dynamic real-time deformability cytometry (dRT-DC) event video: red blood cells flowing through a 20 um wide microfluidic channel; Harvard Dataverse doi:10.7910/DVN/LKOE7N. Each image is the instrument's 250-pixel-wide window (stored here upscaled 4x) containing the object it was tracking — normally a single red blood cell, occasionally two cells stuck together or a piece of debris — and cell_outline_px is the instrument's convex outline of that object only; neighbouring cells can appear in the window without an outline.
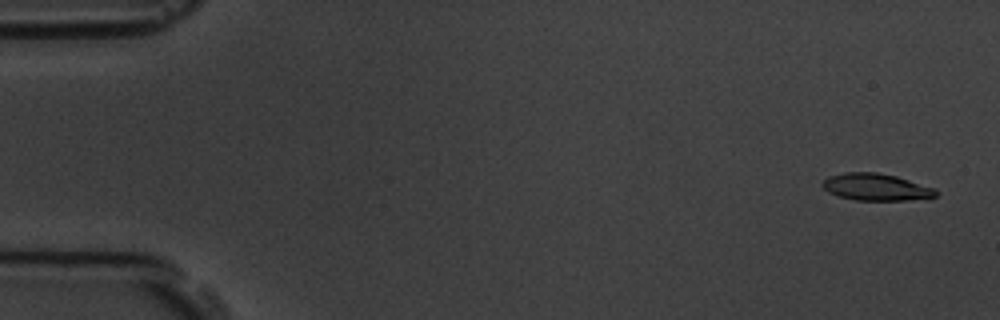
{"species": "common noctule bat (a hibernating species)", "species_latin": "Nyctalus noctula", "temperature_condition": "room temperature", "stored_images_in_passage": 5, "camera_frame_rate_fps": 3000, "um_per_image_px": 0.085, "animal": {"sex": "male", "body_mass_g": 19.5, "forearm_length_mm": 54.6}, "frame": {"image": 1, "passage_image": 1, "time_ms": 0.0, "image_size_px": [1000, 320], "cell_outline_px": [[940, 192], [936, 196], [908, 200], [856, 200], [836, 196], [828, 192], [820, 184], [828, 176], [844, 172], [876, 172], [896, 176], [932, 188]], "centroid_in_image_um": [74.4, 15.9], "position_along_channel_um": 10.6, "area_um2": 17.74}}
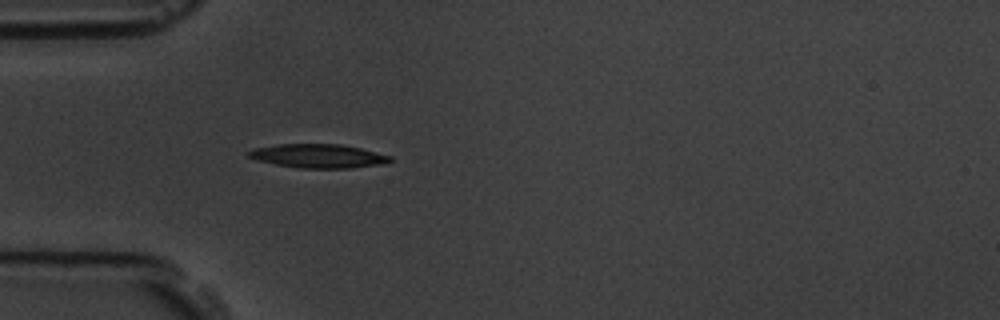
{"frame": {"image": 2, "passage_image": 5, "time_ms": 4.667, "image_size_px": [1000, 320], "cell_outline_px": [[392, 160], [384, 164], [348, 168], [300, 168], [276, 164], [256, 160], [248, 156], [244, 152], [256, 148], [280, 144], [340, 144], [360, 148], [392, 156]], "centroid_in_image_um": [27.05, 13.26], "position_along_channel_um": 57.9, "area_um2": 19.59}}